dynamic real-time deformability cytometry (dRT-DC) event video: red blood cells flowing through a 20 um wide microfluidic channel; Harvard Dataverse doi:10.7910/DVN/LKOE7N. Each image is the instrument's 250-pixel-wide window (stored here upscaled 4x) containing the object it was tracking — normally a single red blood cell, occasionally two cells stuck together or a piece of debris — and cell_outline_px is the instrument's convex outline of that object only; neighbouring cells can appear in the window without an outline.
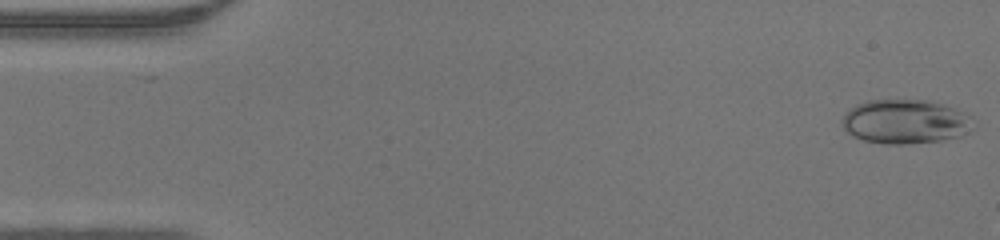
{"species": "human", "species_latin": "Homo sapiens", "temperature_condition": "warm", "stored_images_in_passage": 46, "camera_frame_rate_fps": 3000, "um_per_image_px": 0.085, "donor": {"sex": "male"}, "frame": {"image": 1, "passage_image": 1, "time_ms": 0.0, "image_size_px": [1000, 240], "cell_outline_px": [[976, 120], [972, 128], [968, 132], [960, 136], [940, 140], [904, 144], [888, 144], [864, 140], [852, 136], [844, 128], [844, 116], [848, 108], [856, 104], [868, 100], [928, 100], [944, 104], [968, 112]], "centroid_in_image_um": [77.02, 10.32], "position_along_channel_um": 8.0, "area_um2": 34.04}}
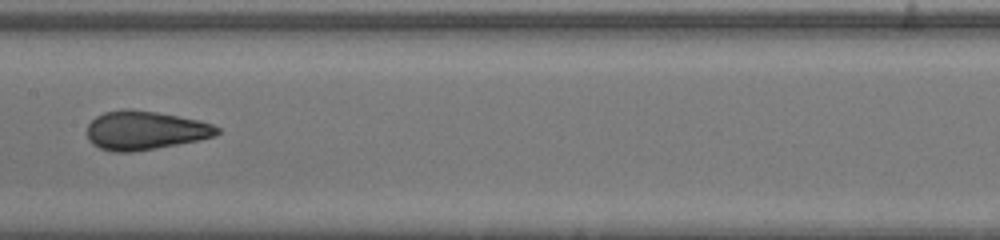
{"frame": {"image": 2, "passage_image": 23, "time_ms": 7.333, "image_size_px": [1000, 240], "cell_outline_px": [[220, 132], [216, 136], [200, 140], [156, 148], [132, 152], [112, 152], [100, 148], [92, 144], [88, 140], [88, 124], [96, 116], [104, 112], [124, 108], [132, 108], [156, 112], [200, 120], [212, 124], [220, 128]], "centroid_in_image_um": [12.33, 11.08], "position_along_channel_um": 195.1, "area_um2": 29.65}}
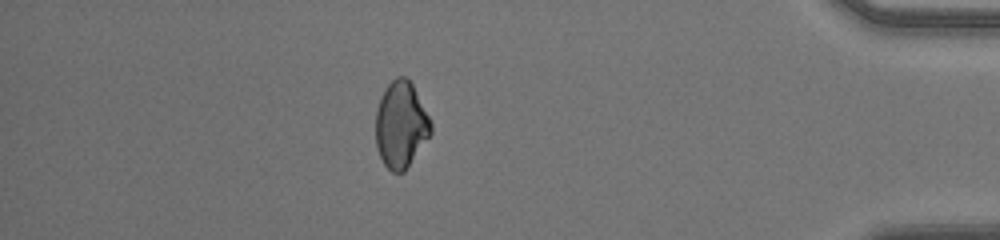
{"frame": {"image": 3, "passage_image": 40, "time_ms": 13.0, "image_size_px": [1000, 240], "cell_outline_px": [[432, 132], [404, 172], [392, 172], [384, 164], [376, 148], [376, 108], [380, 96], [388, 84], [396, 76], [404, 76], [412, 84], [432, 124]], "centroid_in_image_um": [34.05, 10.6], "position_along_channel_um": 401.1, "area_um2": 27.57}}